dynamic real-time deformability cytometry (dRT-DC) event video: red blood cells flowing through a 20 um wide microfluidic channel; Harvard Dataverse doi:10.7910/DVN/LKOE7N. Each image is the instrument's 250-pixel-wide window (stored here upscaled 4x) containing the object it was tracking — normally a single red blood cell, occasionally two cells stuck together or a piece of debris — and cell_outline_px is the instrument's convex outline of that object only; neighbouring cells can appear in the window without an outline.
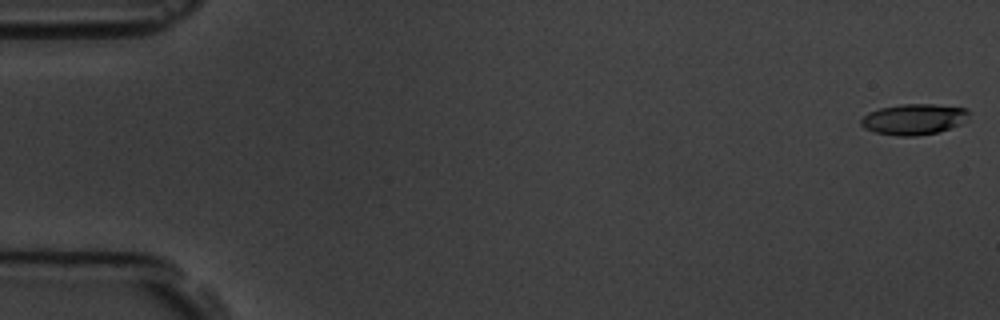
{"species": "common noctule bat (a hibernating species)", "species_latin": "Nyctalus noctula", "temperature_condition": "room temperature", "stored_images_in_passage": 5, "camera_frame_rate_fps": 3000, "um_per_image_px": 0.085, "animal": {"sex": "male", "body_mass_g": 19.5, "forearm_length_mm": 54.6}, "frame": {"image": 1, "passage_image": 1, "time_ms": 0.0, "image_size_px": [1000, 320], "cell_outline_px": [[968, 120], [960, 124], [936, 132], [916, 136], [896, 136], [876, 132], [864, 128], [860, 124], [860, 120], [868, 112], [880, 108], [900, 104], [932, 104], [968, 108]], "centroid_in_image_um": [77.67, 10.13], "position_along_channel_um": 7.3, "area_um2": 19.36}}
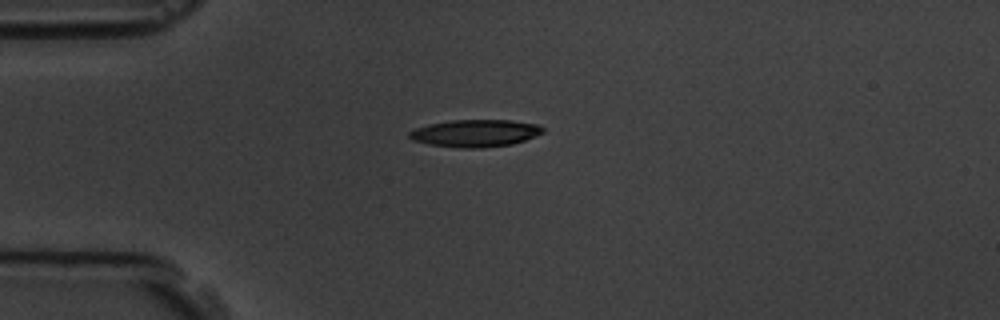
{"frame": {"image": 2, "passage_image": 5, "time_ms": 4.667, "image_size_px": [1000, 320], "cell_outline_px": [[544, 132], [536, 136], [512, 144], [480, 148], [464, 148], [432, 144], [412, 140], [408, 136], [408, 132], [416, 128], [428, 124], [452, 120], [512, 120], [540, 124], [544, 128]], "centroid_in_image_um": [40.44, 11.31], "position_along_channel_um": 44.6, "area_um2": 21.21}}